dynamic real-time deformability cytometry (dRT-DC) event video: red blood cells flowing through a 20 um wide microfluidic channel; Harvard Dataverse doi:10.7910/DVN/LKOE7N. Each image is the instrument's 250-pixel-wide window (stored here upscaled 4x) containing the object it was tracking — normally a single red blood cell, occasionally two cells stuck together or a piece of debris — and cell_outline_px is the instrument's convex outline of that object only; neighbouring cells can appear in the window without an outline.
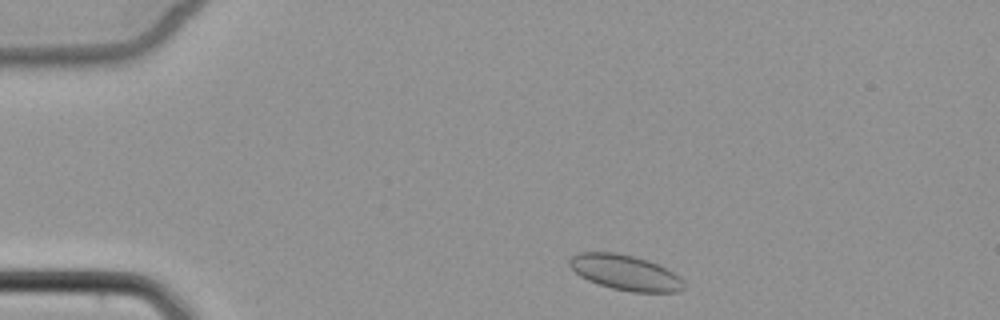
{"species": "common noctule bat (a hibernating species)", "species_latin": "Nyctalus noctula", "temperature_condition": "cold", "stored_images_in_passage": 6, "camera_frame_rate_fps": 3000, "um_per_image_px": 0.085, "animal": {"sex": "female", "body_mass_g": 22.7, "forearm_length_mm": 54.2}, "frame": {"image": 1, "passage_image": 1, "time_ms": 0.0, "image_size_px": [1000, 320], "cell_outline_px": [[684, 288], [680, 292], [632, 292], [612, 288], [588, 280], [580, 276], [568, 264], [568, 260], [572, 256], [580, 252], [616, 252], [648, 260], [660, 264], [680, 276], [684, 280]], "centroid_in_image_um": [53.19, 23.16], "position_along_channel_um": 31.8, "area_um2": 23.64}}
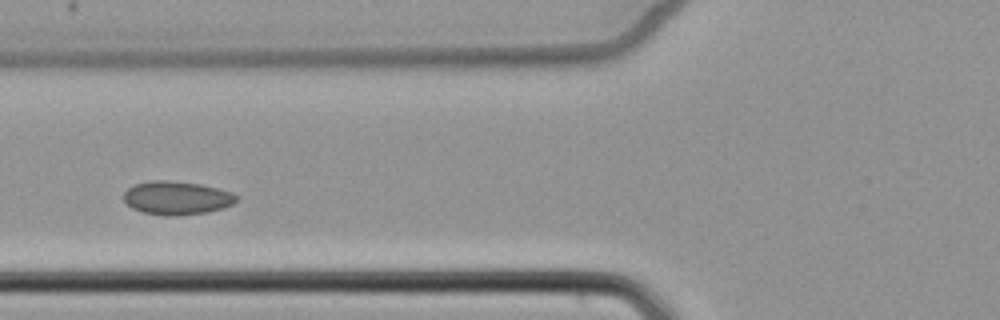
{"frame": {"image": 2, "passage_image": 4, "time_ms": 3.667, "image_size_px": [1000, 320], "cell_outline_px": [[240, 200], [232, 204], [208, 212], [176, 216], [164, 216], [144, 212], [132, 208], [124, 200], [124, 192], [128, 188], [136, 184], [152, 180], [168, 180], [200, 184], [232, 192], [240, 196]], "centroid_in_image_um": [15.05, 16.82], "position_along_channel_um": 110.7, "area_um2": 22.02}}
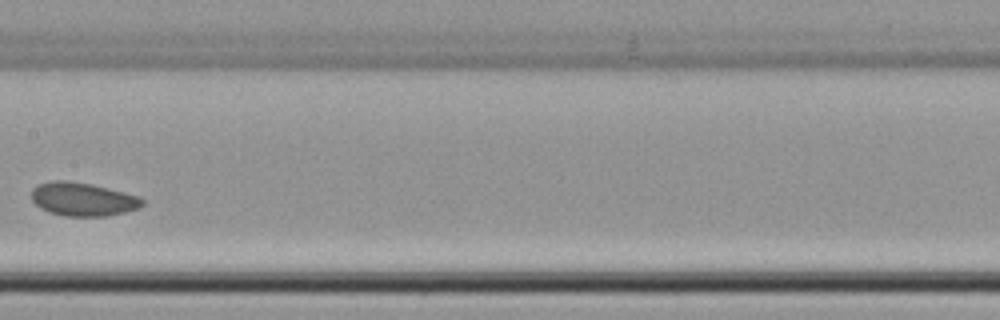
{"frame": {"image": 3, "passage_image": 6, "time_ms": 6.0, "image_size_px": [1000, 320], "cell_outline_px": [[144, 204], [136, 208], [124, 212], [108, 216], [64, 216], [48, 212], [40, 208], [32, 200], [32, 188], [40, 184], [52, 180], [64, 180], [92, 184], [140, 196], [144, 200]], "centroid_in_image_um": [7.03, 16.93], "position_along_channel_um": 200.4, "area_um2": 21.62}}